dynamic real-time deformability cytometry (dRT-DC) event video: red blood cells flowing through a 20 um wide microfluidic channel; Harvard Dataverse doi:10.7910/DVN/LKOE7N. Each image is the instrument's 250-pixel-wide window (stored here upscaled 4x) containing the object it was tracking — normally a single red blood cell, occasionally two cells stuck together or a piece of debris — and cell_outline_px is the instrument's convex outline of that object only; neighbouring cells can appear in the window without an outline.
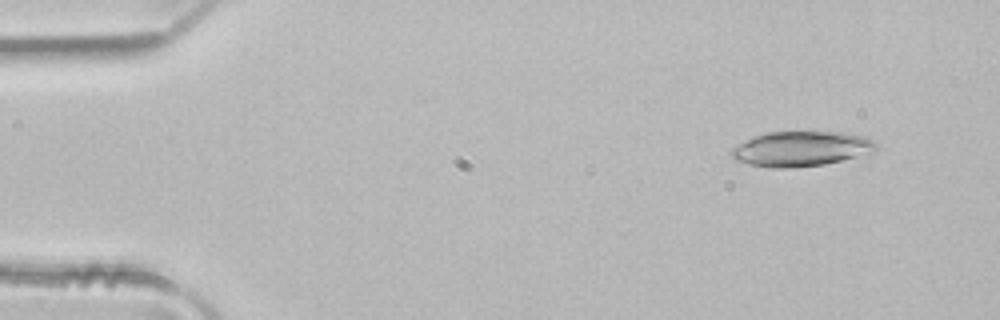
{"species": "common noctule bat (a hibernating species)", "species_latin": "Nyctalus noctula", "temperature_condition": "room temperature", "stored_images_in_passage": 3, "camera_frame_rate_fps": 3000, "um_per_image_px": 0.085, "animal": {"sex": "male", "body_mass_g": 21.5, "forearm_length_mm": 52.0}, "frame": {"image": 1, "passage_image": 1, "time_ms": 0.0, "image_size_px": [1000, 320], "cell_outline_px": [[876, 148], [872, 152], [824, 164], [792, 168], [768, 168], [748, 164], [736, 160], [732, 156], [732, 148], [756, 136], [768, 132], [840, 132], [864, 136], [872, 140], [876, 144]], "centroid_in_image_um": [68.08, 12.65], "position_along_channel_um": 16.9, "area_um2": 29.02}}